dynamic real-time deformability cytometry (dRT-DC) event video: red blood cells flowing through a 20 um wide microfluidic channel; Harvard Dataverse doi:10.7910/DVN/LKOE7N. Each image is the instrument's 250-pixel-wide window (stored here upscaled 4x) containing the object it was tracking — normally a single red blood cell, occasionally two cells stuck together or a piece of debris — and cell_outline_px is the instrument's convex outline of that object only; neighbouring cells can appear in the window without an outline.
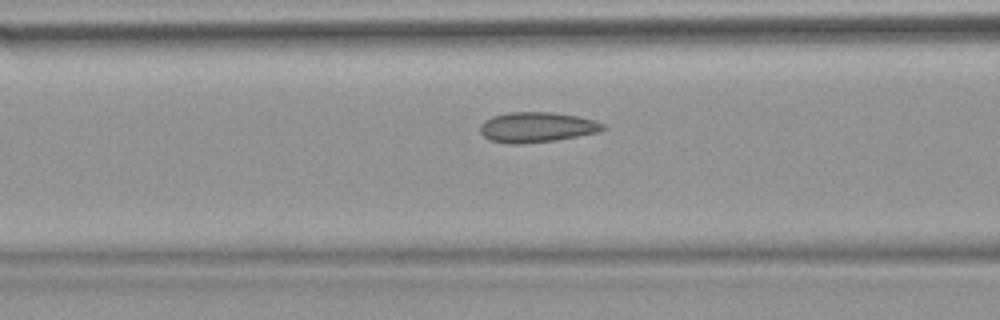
{"species": "common noctule bat (a hibernating species)", "species_latin": "Nyctalus noctula", "temperature_condition": "warm", "stored_images_in_passage": 50, "camera_frame_rate_fps": 3000, "um_per_image_px": 0.085, "animal": {"sex": "female", "body_mass_g": 18.4}, "frame": {"image": 1, "passage_image": 18, "time_ms": 5.667, "image_size_px": [1000, 320], "cell_outline_px": [[608, 128], [600, 132], [556, 140], [520, 144], [508, 144], [492, 140], [484, 136], [480, 132], [480, 124], [484, 120], [492, 116], [508, 112], [552, 112], [576, 116], [596, 120], [604, 124]], "centroid_in_image_um": [45.65, 10.81], "position_along_channel_um": 120.9, "area_um2": 21.79}}
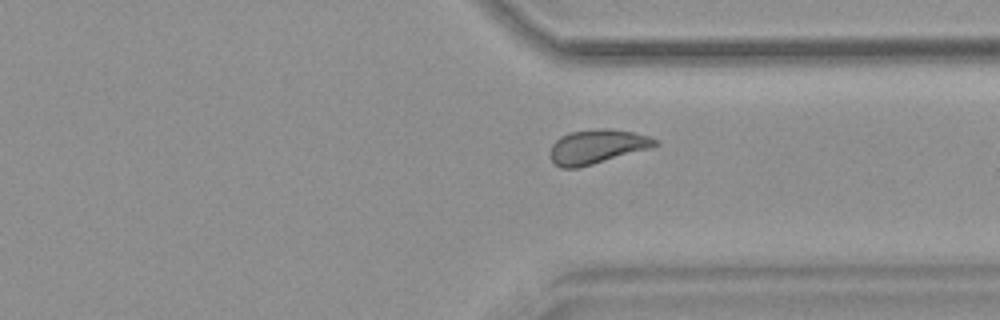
{"frame": {"image": 2, "passage_image": 37, "time_ms": 12.0, "image_size_px": [1000, 320], "cell_outline_px": [[660, 144], [652, 148], [592, 164], [576, 168], [560, 168], [552, 160], [548, 152], [552, 144], [560, 136], [572, 132], [600, 128], [608, 128], [632, 132], [648, 136], [656, 140]], "centroid_in_image_um": [50.74, 12.46], "position_along_channel_um": 360.7, "area_um2": 20.87}}
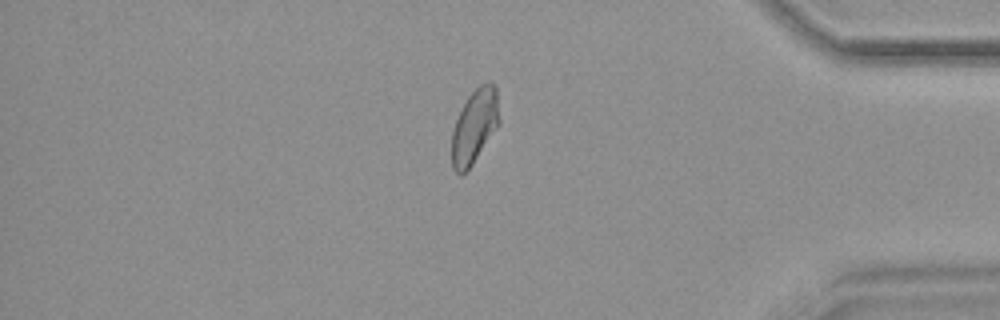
{"frame": {"image": 3, "passage_image": 42, "time_ms": 13.667, "image_size_px": [1000, 320], "cell_outline_px": [[500, 124], [472, 164], [460, 176], [452, 168], [452, 132], [456, 120], [468, 96], [480, 84], [488, 80], [496, 84], [500, 120]], "centroid_in_image_um": [40.36, 10.7], "position_along_channel_um": 394.8, "area_um2": 20.58}, "authors_computed_cell_mechanics": {"area_um2": 21.1259, "velocity_mm_per_s": 3.7813, "shape_relaxation_time_tau1_ms": null, "shape_relaxation_time_tau2_ms": 1.4271, "deformation_change_tau1": null, "deformation_change_tau2": 0.0553}}